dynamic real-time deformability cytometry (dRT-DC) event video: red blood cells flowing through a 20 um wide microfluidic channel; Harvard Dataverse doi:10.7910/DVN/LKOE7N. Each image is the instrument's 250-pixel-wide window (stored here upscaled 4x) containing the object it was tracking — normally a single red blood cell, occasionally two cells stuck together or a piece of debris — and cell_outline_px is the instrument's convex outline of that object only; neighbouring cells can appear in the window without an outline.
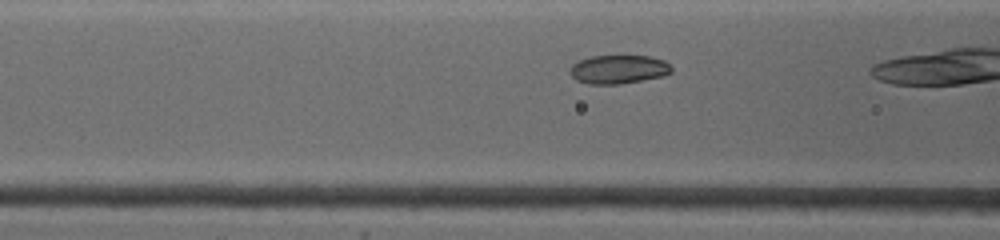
{"species": "common noctule bat (a hibernating species)", "species_latin": "Nyctalus noctula", "temperature_condition": "warm", "stored_images_in_passage": 35, "camera_frame_rate_fps": 4500, "um_per_image_px": 0.085, "animal": {"sex": "female", "body_mass_g": 19.0, "forearm_length_mm": 53.3}, "frame": {"image": 1, "passage_image": 12, "time_ms": 2.0, "image_size_px": [1000, 240], "cell_outline_px": [[672, 72], [664, 76], [620, 84], [588, 84], [576, 80], [568, 72], [572, 64], [588, 56], [648, 56], [664, 60], [672, 68]], "centroid_in_image_um": [52.55, 5.9], "position_along_channel_um": 114.0, "area_um2": 17.05}}
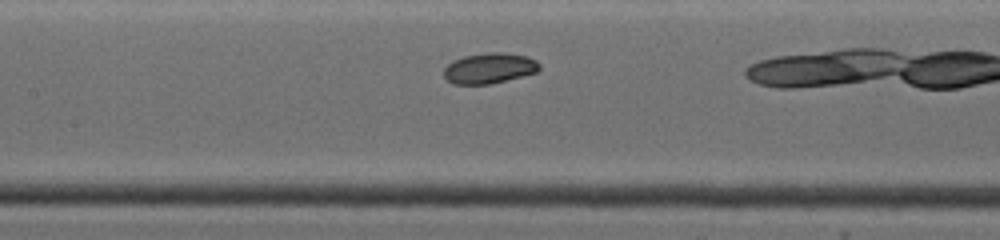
{"frame": {"image": 2, "passage_image": 16, "time_ms": 3.333, "image_size_px": [1000, 240], "cell_outline_px": [[540, 68], [536, 72], [492, 84], [452, 84], [444, 76], [444, 68], [452, 60], [464, 56], [488, 52], [504, 52], [528, 56], [536, 60], [540, 64]], "centroid_in_image_um": [41.59, 5.79], "position_along_channel_um": 165.8, "area_um2": 17.11}}
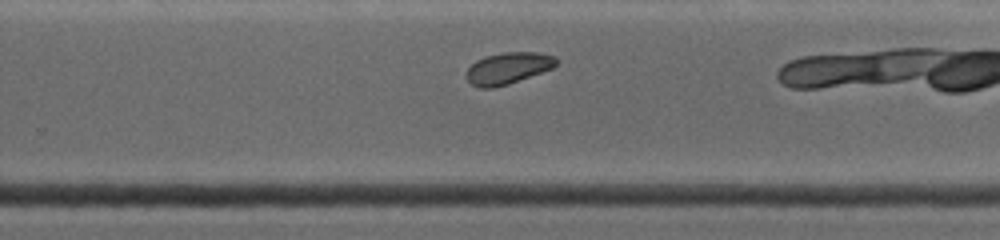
{"frame": {"image": 3, "passage_image": 24, "time_ms": 6.444, "image_size_px": [1000, 240], "cell_outline_px": [[560, 60], [552, 68], [508, 84], [492, 88], [480, 88], [472, 84], [464, 76], [468, 68], [476, 60], [484, 56], [504, 52], [536, 52], [556, 56]], "centroid_in_image_um": [43.17, 5.78], "position_along_channel_um": 286.6, "area_um2": 16.59}}